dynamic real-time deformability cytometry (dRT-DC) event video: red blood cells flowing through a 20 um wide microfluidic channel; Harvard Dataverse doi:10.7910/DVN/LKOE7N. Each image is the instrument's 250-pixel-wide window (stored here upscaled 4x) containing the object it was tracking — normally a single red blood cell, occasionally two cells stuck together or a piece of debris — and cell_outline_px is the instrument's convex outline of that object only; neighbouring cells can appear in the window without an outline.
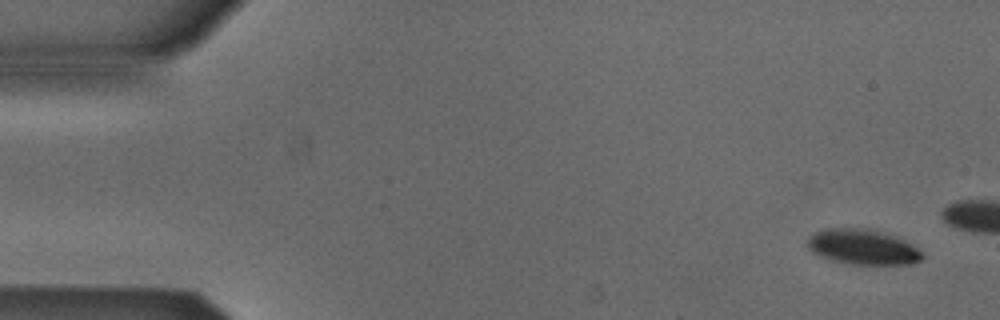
{"species": "Egyptian fruit bat (a non-hibernating species)", "species_latin": "Rousettus aegyptiacus", "temperature_condition": "cold", "stored_images_in_passage": 13, "camera_frame_rate_fps": 3000, "um_per_image_px": 0.085, "animal": {"sex": "male"}, "frame": {"image": 1, "passage_image": 1, "time_ms": 0.0, "image_size_px": [1000, 320], "cell_outline_px": [[924, 256], [920, 260], [912, 264], [852, 264], [832, 260], [820, 256], [812, 252], [808, 248], [808, 236], [824, 228], [868, 228], [900, 236], [912, 244]], "centroid_in_image_um": [73.34, 20.97], "position_along_channel_um": 11.7, "area_um2": 23.76}}